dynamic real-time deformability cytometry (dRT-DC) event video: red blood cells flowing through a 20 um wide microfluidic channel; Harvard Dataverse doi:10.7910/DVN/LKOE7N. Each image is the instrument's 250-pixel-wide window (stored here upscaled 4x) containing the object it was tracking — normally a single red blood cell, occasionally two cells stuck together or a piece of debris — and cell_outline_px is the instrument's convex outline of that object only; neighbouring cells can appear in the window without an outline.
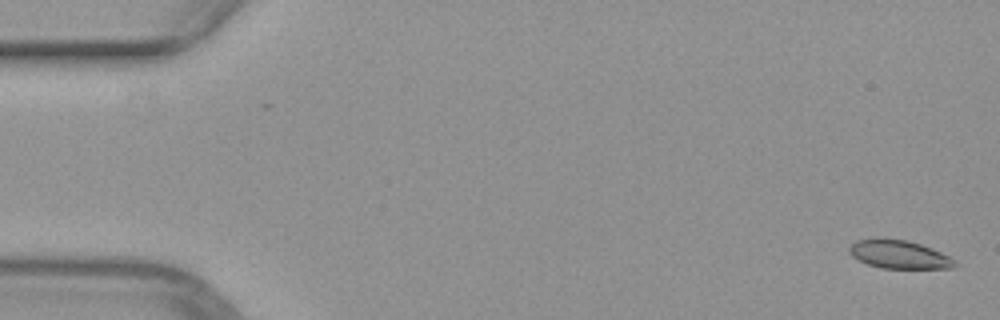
{"species": "common noctule bat (a hibernating species)", "species_latin": "Nyctalus noctula", "temperature_condition": "warm", "stored_images_in_passage": 52, "camera_frame_rate_fps": 3000, "um_per_image_px": 0.085, "animal": {"sex": "female", "body_mass_g": 29.2, "forearm_length_mm": 56.3}, "frame": {"image": 1, "passage_image": 1, "time_ms": 0.0, "image_size_px": [1000, 320], "cell_outline_px": [[956, 268], [880, 268], [868, 264], [852, 256], [848, 252], [848, 248], [856, 240], [876, 236], [884, 236], [908, 240], [932, 248], [956, 260]], "centroid_in_image_um": [76.38, 21.59], "position_along_channel_um": 8.6, "area_um2": 17.86}}
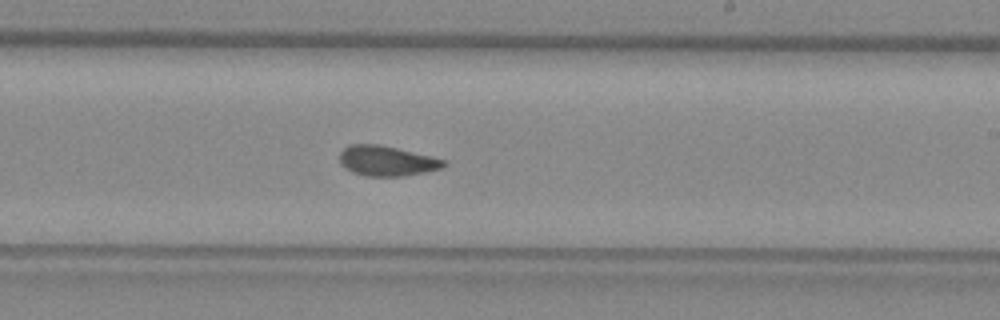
{"frame": {"image": 2, "passage_image": 30, "time_ms": 9.667, "image_size_px": [1000, 320], "cell_outline_px": [[448, 164], [444, 168], [404, 176], [364, 176], [352, 172], [344, 168], [340, 164], [340, 152], [348, 144], [380, 144], [432, 156], [448, 160]], "centroid_in_image_um": [32.9, 13.67], "position_along_channel_um": 256.1, "area_um2": 18.61}}
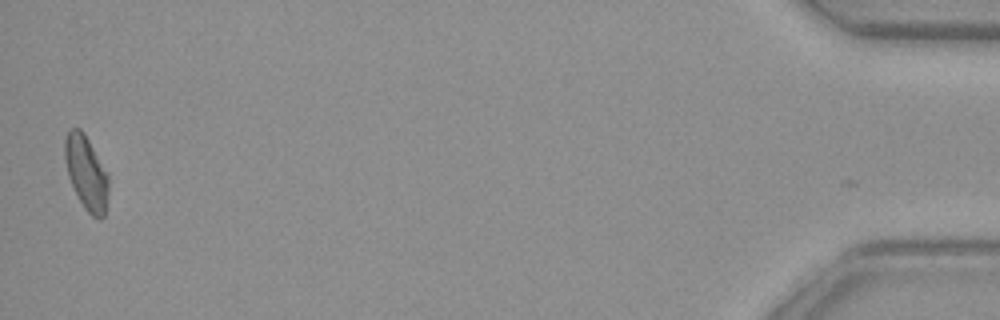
{"frame": {"image": 3, "passage_image": 50, "time_ms": 16.333, "image_size_px": [1000, 320], "cell_outline_px": [[108, 196], [104, 216], [100, 220], [92, 216], [84, 208], [68, 176], [64, 160], [64, 140], [68, 128], [80, 128], [84, 132], [108, 172]], "centroid_in_image_um": [7.33, 14.65], "position_along_channel_um": 427.9, "area_um2": 19.07}}